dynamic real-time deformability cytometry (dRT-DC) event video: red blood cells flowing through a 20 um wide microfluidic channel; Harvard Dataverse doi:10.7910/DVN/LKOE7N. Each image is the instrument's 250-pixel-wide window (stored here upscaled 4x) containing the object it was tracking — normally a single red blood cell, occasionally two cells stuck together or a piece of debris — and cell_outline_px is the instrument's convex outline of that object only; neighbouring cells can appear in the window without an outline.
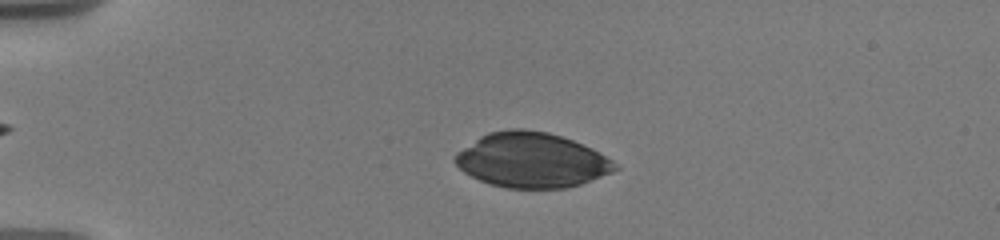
{"species": "human", "species_latin": "Homo sapiens", "temperature_condition": "warm", "stored_images_in_passage": 31, "camera_frame_rate_fps": 3000, "um_per_image_px": 0.085, "donor": {"sex": "male"}, "frame": {"image": 1, "passage_image": 23, "time_ms": 4.667, "image_size_px": [1000, 240], "cell_outline_px": [[620, 168], [612, 172], [580, 184], [564, 188], [504, 188], [488, 184], [464, 172], [452, 160], [456, 152], [480, 136], [488, 132], [508, 128], [524, 128], [548, 132], [572, 140], [612, 160]], "centroid_in_image_um": [45.13, 13.61], "position_along_channel_um": 39.9, "area_um2": 50.98}}